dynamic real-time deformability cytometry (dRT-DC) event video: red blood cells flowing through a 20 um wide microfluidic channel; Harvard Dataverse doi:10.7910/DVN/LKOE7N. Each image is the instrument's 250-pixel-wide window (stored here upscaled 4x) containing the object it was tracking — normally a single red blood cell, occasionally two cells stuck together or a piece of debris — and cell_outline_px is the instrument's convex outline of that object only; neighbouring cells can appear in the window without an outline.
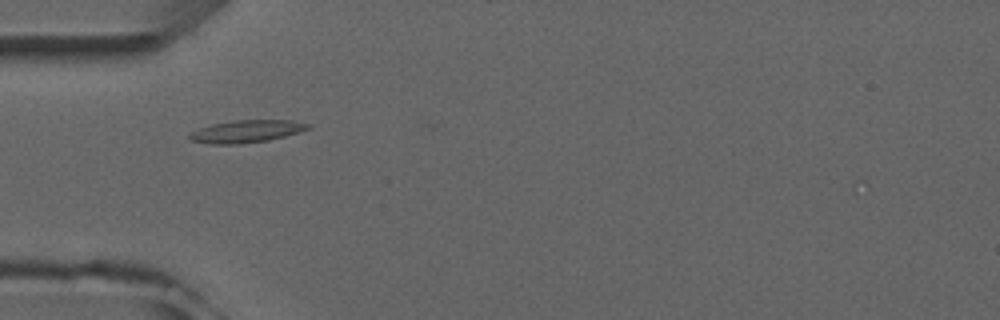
{"species": "common noctule bat (a hibernating species)", "species_latin": "Nyctalus noctula", "temperature_condition": "room temperature", "stored_images_in_passage": 3, "camera_frame_rate_fps": 3000, "um_per_image_px": 0.085, "animal": {"sex": "male", "forearm_length_mm": 52.5}, "frame": {"image": 1, "passage_image": 2, "time_ms": 1.0, "image_size_px": [1000, 320], "cell_outline_px": [[312, 128], [284, 136], [268, 140], [240, 144], [212, 144], [192, 140], [188, 136], [192, 132], [200, 128], [212, 124], [236, 120], [292, 120], [312, 124]], "centroid_in_image_um": [21.01, 11.16], "position_along_channel_um": 64.0, "area_um2": 15.37}}